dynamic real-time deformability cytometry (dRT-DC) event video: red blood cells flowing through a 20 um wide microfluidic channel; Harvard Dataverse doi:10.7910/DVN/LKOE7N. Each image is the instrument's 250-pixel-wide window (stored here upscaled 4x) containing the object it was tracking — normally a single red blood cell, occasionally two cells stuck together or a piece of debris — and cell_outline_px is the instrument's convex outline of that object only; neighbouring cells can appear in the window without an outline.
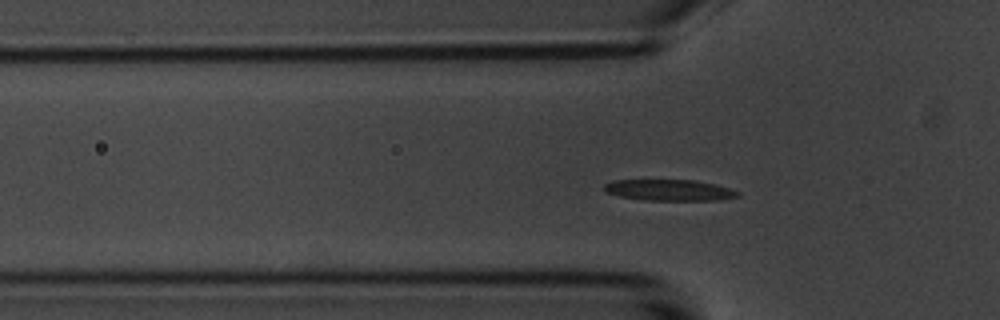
{"species": "common noctule bat (a hibernating species)", "species_latin": "Nyctalus noctula", "temperature_condition": "room temperature", "stored_images_in_passage": 45, "segment_of_instrument_passage": [1, 2], "camera_frame_rate_fps": 3000, "um_per_image_px": 0.085, "animal": {"sex": "male", "body_mass_g": 20.1, "forearm_length_mm": 53.5}, "frame": {"image": 1, "passage_image": 5, "time_ms": 1.333, "image_size_px": [1000, 320], "cell_outline_px": [[740, 196], [720, 200], [644, 200], [620, 196], [604, 192], [604, 184], [616, 180], [692, 180], [716, 184], [740, 192]], "centroid_in_image_um": [56.9, 16.16], "position_along_channel_um": 68.9, "area_um2": 16.42}}
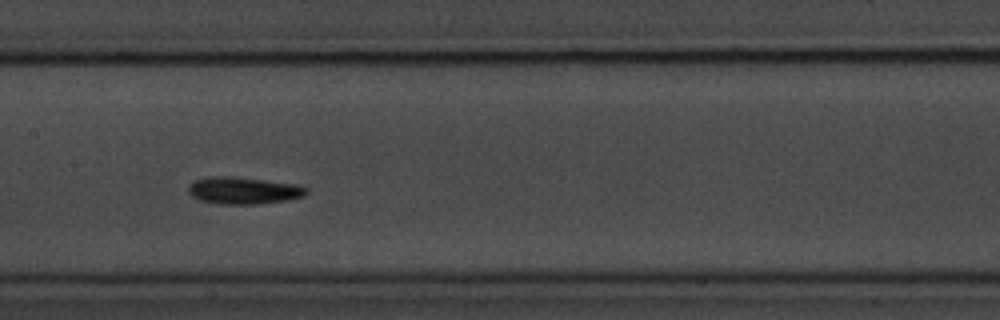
{"frame": {"image": 2, "passage_image": 15, "time_ms": 4.667, "image_size_px": [1000, 320], "cell_outline_px": [[308, 192], [304, 196], [288, 200], [256, 204], [216, 204], [200, 200], [192, 196], [188, 192], [188, 188], [196, 180], [212, 176], [232, 176], [296, 184], [308, 188]], "centroid_in_image_um": [20.72, 16.2], "position_along_channel_um": 186.7, "area_um2": 18.55}}
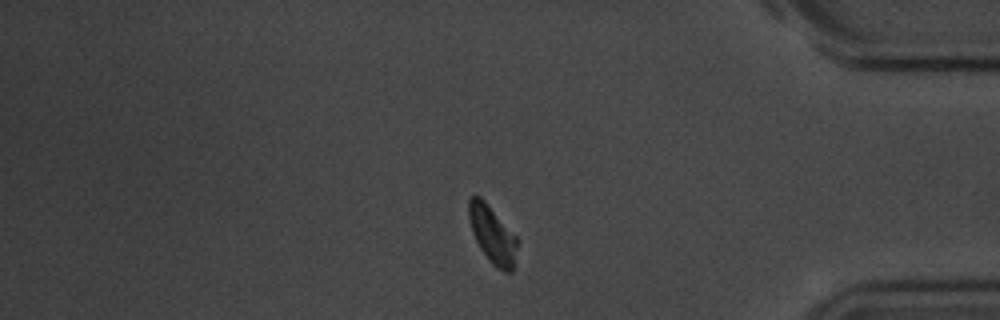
{"frame": {"image": 3, "passage_image": 35, "time_ms": 11.333, "image_size_px": [1000, 320], "cell_outline_px": [[516, 268], [512, 272], [504, 272], [496, 268], [492, 264], [480, 248], [472, 232], [468, 220], [468, 200], [472, 196], [480, 196], [484, 200], [516, 236]], "centroid_in_image_um": [41.85, 19.97], "position_along_channel_um": 393.3, "area_um2": 16.24}}